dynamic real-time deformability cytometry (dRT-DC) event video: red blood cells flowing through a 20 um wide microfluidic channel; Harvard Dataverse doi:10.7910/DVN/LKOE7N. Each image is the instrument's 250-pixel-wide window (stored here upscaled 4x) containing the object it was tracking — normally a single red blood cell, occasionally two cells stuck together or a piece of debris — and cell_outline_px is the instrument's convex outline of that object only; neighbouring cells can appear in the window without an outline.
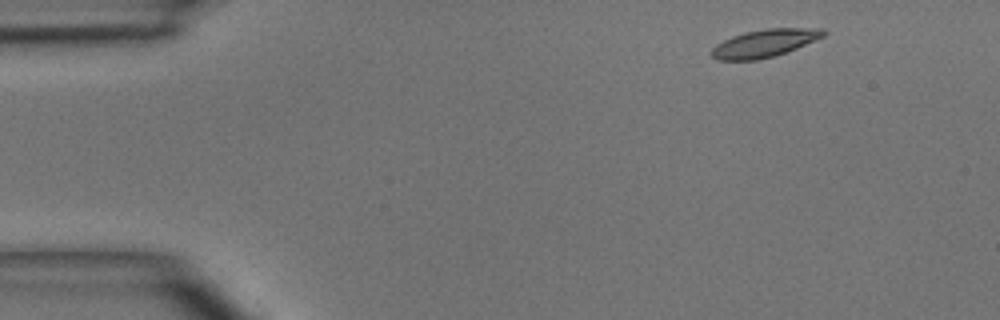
{"species": "common noctule bat (a hibernating species)", "species_latin": "Nyctalus noctula", "temperature_condition": "room temperature", "stored_images_in_passage": 3, "camera_frame_rate_fps": 3000, "um_per_image_px": 0.085, "animal": {"sex": "male", "body_mass_g": 15.6}, "frame": {"image": 1, "passage_image": 1, "time_ms": 0.0, "image_size_px": [1000, 320], "cell_outline_px": [[828, 32], [824, 36], [796, 48], [772, 56], [756, 60], [716, 60], [712, 56], [712, 48], [716, 44], [732, 36], [744, 32], [768, 28], [824, 28]], "centroid_in_image_um": [64.99, 3.66], "position_along_channel_um": 20.0, "area_um2": 17.92}}